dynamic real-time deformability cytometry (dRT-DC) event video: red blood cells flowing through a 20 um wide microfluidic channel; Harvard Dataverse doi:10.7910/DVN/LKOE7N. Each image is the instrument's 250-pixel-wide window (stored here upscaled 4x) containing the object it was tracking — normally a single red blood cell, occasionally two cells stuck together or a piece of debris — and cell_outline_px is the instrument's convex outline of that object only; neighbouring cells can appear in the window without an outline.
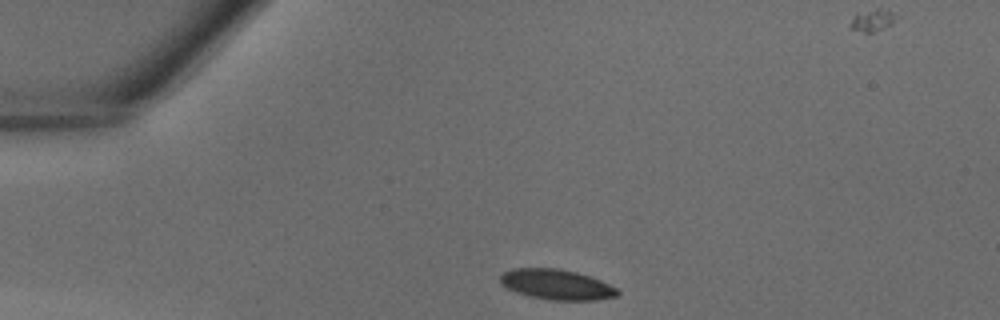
{"species": "common noctule bat (a hibernating species)", "species_latin": "Nyctalus noctula", "temperature_condition": "warm", "stored_images_in_passage": 34, "segment_of_instrument_passage": [1, 2], "camera_frame_rate_fps": 3000, "um_per_image_px": 0.085, "animal": {"sex": "male", "body_mass_g": 18.8}, "frame": {"image": 1, "passage_image": 1, "time_ms": 0.0, "image_size_px": [1000, 320], "cell_outline_px": [[620, 292], [616, 296], [596, 300], [552, 300], [532, 296], [516, 292], [500, 284], [500, 276], [504, 272], [512, 268], [560, 268], [576, 272], [600, 280], [616, 288]], "centroid_in_image_um": [47.29, 24.17], "position_along_channel_um": 37.7, "area_um2": 20.52}}
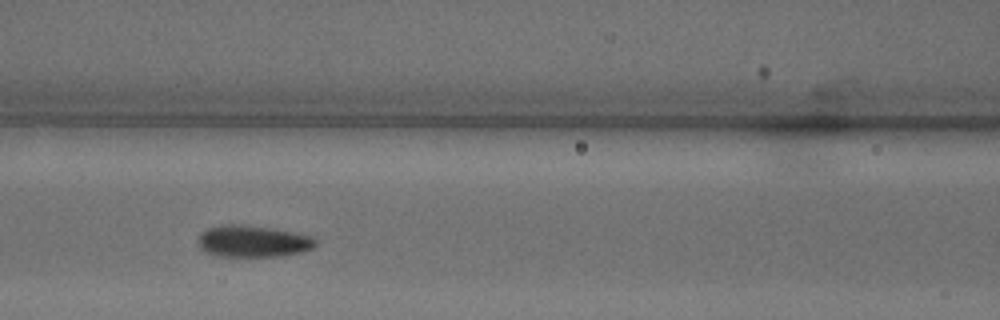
{"frame": {"image": 2, "passage_image": 10, "time_ms": 3.0, "image_size_px": [1000, 320], "cell_outline_px": [[316, 248], [304, 252], [284, 256], [212, 256], [200, 248], [200, 232], [208, 228], [220, 224], [240, 224], [272, 228], [312, 236], [316, 240]], "centroid_in_image_um": [21.53, 20.51], "position_along_channel_um": 145.1, "area_um2": 21.96}}
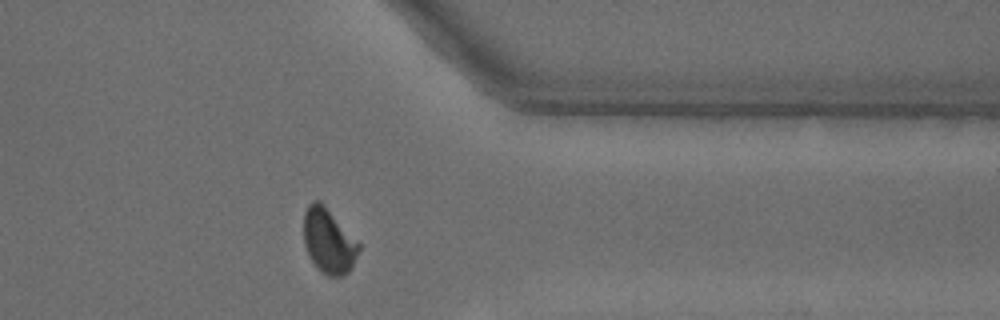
{"frame": {"image": 3, "passage_image": 25, "time_ms": 8.0, "image_size_px": [1000, 320], "cell_outline_px": [[360, 248], [352, 268], [344, 276], [328, 276], [320, 272], [316, 268], [308, 256], [304, 244], [304, 212], [308, 204], [312, 200], [320, 200], [324, 204], [360, 244]], "centroid_in_image_um": [27.91, 20.5], "position_along_channel_um": 383.5, "area_um2": 21.04}}